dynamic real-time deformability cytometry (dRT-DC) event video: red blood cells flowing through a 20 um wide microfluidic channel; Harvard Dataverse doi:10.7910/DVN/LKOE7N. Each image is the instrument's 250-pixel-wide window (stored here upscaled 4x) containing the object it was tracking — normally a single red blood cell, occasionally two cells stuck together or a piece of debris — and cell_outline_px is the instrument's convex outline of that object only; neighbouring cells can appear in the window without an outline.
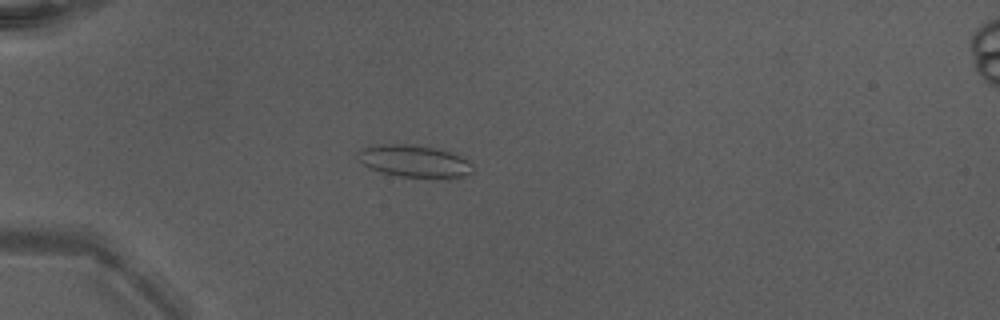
{"species": "Egyptian fruit bat (a non-hibernating species)", "species_latin": "Rousettus aegyptiacus", "temperature_condition": "warm", "stored_images_in_passage": 50, "camera_frame_rate_fps": 3000, "um_per_image_px": 0.085, "animal": {"sex": "male"}, "frame": {"image": 1, "passage_image": 16, "time_ms": 5.0, "image_size_px": [1000, 320], "cell_outline_px": [[472, 172], [464, 176], [448, 180], [440, 180], [400, 176], [380, 172], [364, 164], [356, 156], [356, 152], [364, 148], [384, 144], [416, 144], [448, 152], [460, 156], [468, 160], [472, 164]], "centroid_in_image_um": [35.27, 13.74], "position_along_channel_um": 49.7, "area_um2": 21.85}}
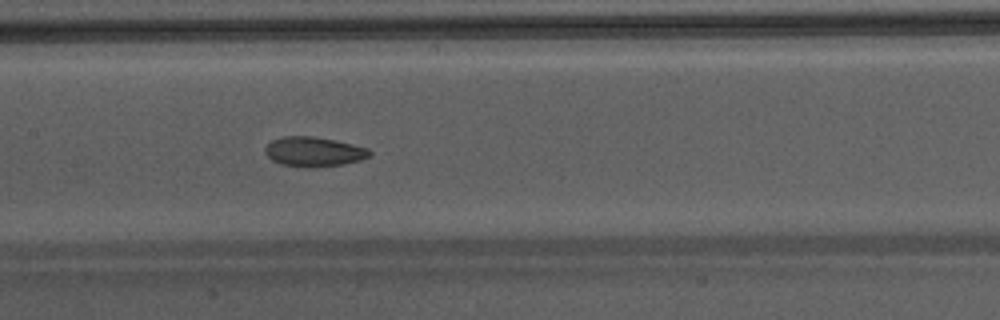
{"frame": {"image": 2, "passage_image": 27, "time_ms": 8.667, "image_size_px": [1000, 320], "cell_outline_px": [[372, 152], [368, 156], [360, 160], [344, 164], [312, 168], [308, 168], [280, 164], [272, 160], [264, 152], [264, 148], [272, 140], [284, 136], [312, 136], [336, 140], [368, 148]], "centroid_in_image_um": [26.66, 12.9], "position_along_channel_um": 180.7, "area_um2": 18.15}}
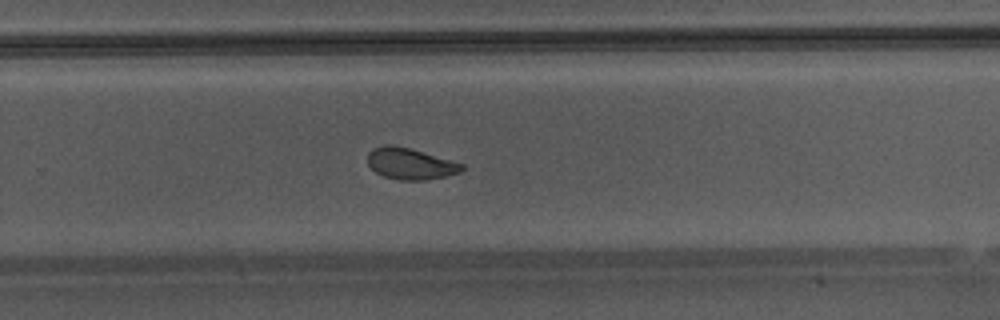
{"frame": {"image": 3, "passage_image": 35, "time_ms": 11.333, "image_size_px": [1000, 320], "cell_outline_px": [[464, 168], [460, 172], [444, 176], [424, 180], [400, 180], [384, 176], [376, 172], [368, 164], [368, 152], [372, 148], [384, 144], [392, 144], [408, 148], [464, 164]], "centroid_in_image_um": [34.84, 13.91], "position_along_channel_um": 295.0, "area_um2": 16.99}, "authors_computed_cell_mechanics": {"area_um2": 19.363, "velocity_mm_per_s": 4.2954, "shape_relaxation_time_tau1_ms": 4.986, "shape_relaxation_time_tau2_ms": 1.387, "deformation_change_tau1": 0.1289, "deformation_change_tau2": 0.0578}}